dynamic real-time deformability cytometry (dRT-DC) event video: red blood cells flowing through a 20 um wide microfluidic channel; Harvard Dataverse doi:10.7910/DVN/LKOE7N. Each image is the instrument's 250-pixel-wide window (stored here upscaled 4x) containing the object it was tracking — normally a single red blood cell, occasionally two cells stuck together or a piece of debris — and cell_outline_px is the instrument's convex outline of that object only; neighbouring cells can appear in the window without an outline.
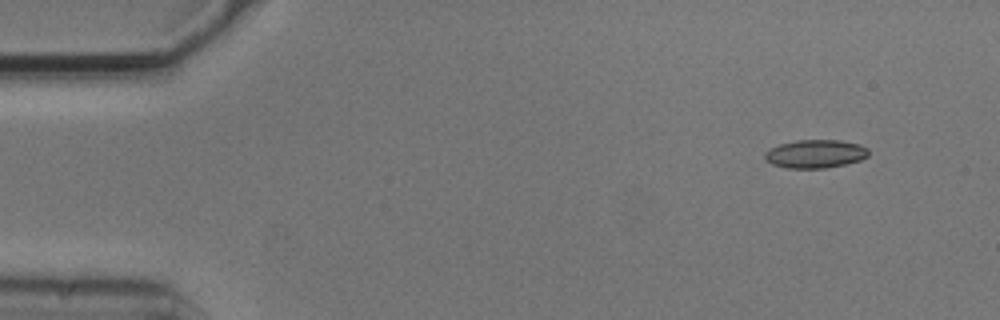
{"species": "common noctule bat (a hibernating species)", "species_latin": "Nyctalus noctula", "temperature_condition": "cold", "stored_images_in_passage": 3, "camera_frame_rate_fps": 3000, "um_per_image_px": 0.085, "animal": {"sex": "male", "body_mass_g": 20.5, "forearm_length_mm": 52.5}, "frame": {"image": 1, "passage_image": 1, "time_ms": 0.0, "image_size_px": [1000, 320], "cell_outline_px": [[868, 156], [860, 160], [844, 164], [824, 168], [788, 168], [772, 164], [764, 160], [764, 152], [780, 144], [796, 140], [840, 140], [860, 144], [868, 148]], "centroid_in_image_um": [69.3, 13.07], "position_along_channel_um": 15.7, "area_um2": 17.11}}
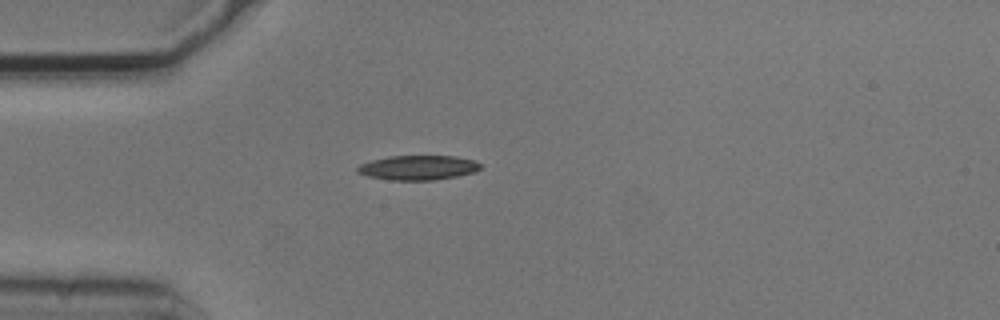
{"frame": {"image": 2, "passage_image": 3, "time_ms": 0.667, "image_size_px": [1000, 320], "cell_outline_px": [[480, 168], [476, 172], [436, 180], [388, 180], [368, 176], [356, 172], [356, 168], [360, 164], [372, 160], [388, 156], [456, 156], [476, 160], [480, 164]], "centroid_in_image_um": [35.54, 14.25], "position_along_channel_um": 49.5, "area_um2": 17.74}}